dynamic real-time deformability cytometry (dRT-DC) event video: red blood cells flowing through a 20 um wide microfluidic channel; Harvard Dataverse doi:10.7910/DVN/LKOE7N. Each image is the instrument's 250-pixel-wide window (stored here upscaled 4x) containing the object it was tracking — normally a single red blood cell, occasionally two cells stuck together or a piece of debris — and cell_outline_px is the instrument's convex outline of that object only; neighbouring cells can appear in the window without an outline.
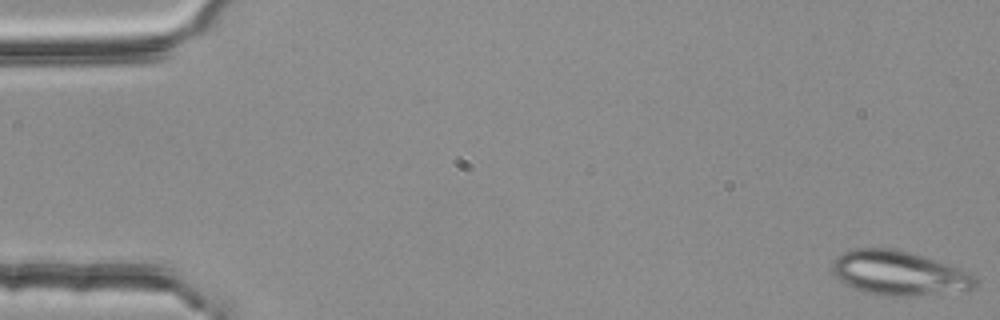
{"species": "common noctule bat (a hibernating species)", "species_latin": "Nyctalus noctula", "temperature_condition": "room temperature", "stored_images_in_passage": 51, "camera_frame_rate_fps": 3000, "um_per_image_px": 0.085, "animal": {"sex": "female", "body_mass_g": 25.1}, "frame": {"image": 1, "passage_image": 1, "time_ms": 0.0, "image_size_px": [1000, 320], "cell_outline_px": [[976, 288], [912, 296], [884, 296], [868, 292], [844, 284], [832, 276], [832, 260], [836, 256], [844, 252], [856, 248], [892, 248], [908, 252], [960, 268], [976, 276]], "centroid_in_image_um": [76.35, 23.21], "position_along_channel_um": 8.7, "area_um2": 36.76}}
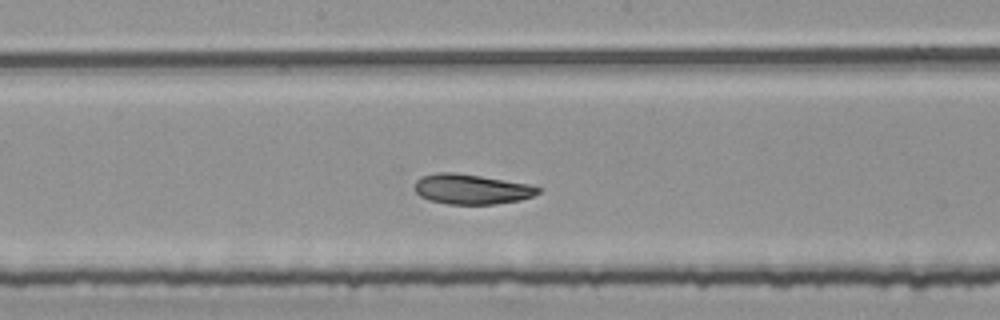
{"frame": {"image": 2, "passage_image": 29, "time_ms": 9.333, "image_size_px": [1000, 320], "cell_outline_px": [[544, 188], [540, 192], [532, 196], [520, 200], [496, 204], [448, 204], [428, 200], [420, 196], [416, 192], [416, 180], [424, 176], [440, 172], [452, 172], [480, 176], [528, 184]], "centroid_in_image_um": [40.11, 16.09], "position_along_channel_um": 208.1, "area_um2": 21.44}}
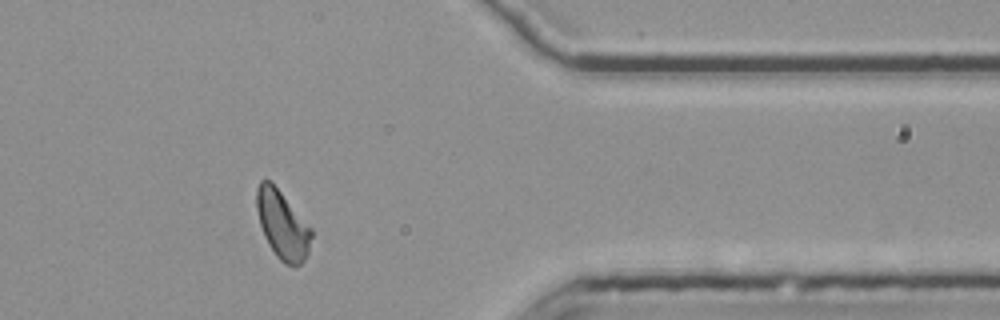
{"frame": {"image": 3, "passage_image": 45, "time_ms": 14.667, "image_size_px": [1000, 320], "cell_outline_px": [[312, 236], [308, 252], [304, 260], [296, 268], [292, 268], [284, 264], [276, 256], [268, 244], [264, 236], [260, 224], [256, 208], [256, 188], [260, 180], [272, 180], [312, 228]], "centroid_in_image_um": [24.0, 19.1], "position_along_channel_um": 387.4, "area_um2": 22.25}, "authors_computed_cell_mechanics": {"area_um2": 22.253, "velocity_mm_per_s": 3.7397, "shape_relaxation_time_tau1_ms": 4.5533, "shape_relaxation_time_tau2_ms": 2.8727, "deformation_change_tau1": 0.1433, "deformation_change_tau2": 0.0931}}